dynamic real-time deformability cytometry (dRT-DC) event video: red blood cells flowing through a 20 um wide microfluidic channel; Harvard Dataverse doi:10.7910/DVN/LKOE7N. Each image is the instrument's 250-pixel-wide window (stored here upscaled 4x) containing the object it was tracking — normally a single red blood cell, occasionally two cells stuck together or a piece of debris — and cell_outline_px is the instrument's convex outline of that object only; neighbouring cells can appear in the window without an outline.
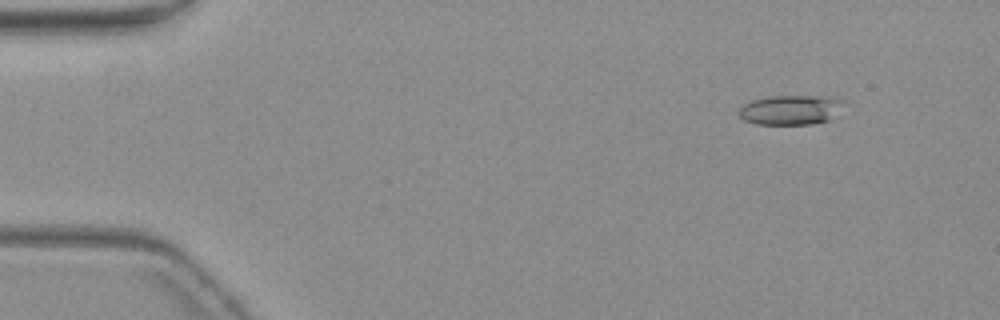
{"species": "common noctule bat (a hibernating species)", "species_latin": "Nyctalus noctula", "temperature_condition": "warm", "stored_images_in_passage": 5, "camera_frame_rate_fps": 3000, "um_per_image_px": 0.085, "animal": {"sex": "female", "body_mass_g": 19.3, "forearm_length_mm": 54.1}, "frame": {"image": 1, "passage_image": 2, "time_ms": 1.333, "image_size_px": [1000, 320], "cell_outline_px": [[844, 100], [828, 120], [808, 124], [756, 124], [744, 120], [736, 112], [744, 104], [752, 100], [768, 96], [828, 96]], "centroid_in_image_um": [67.1, 9.33], "position_along_channel_um": 17.9, "area_um2": 17.8}}
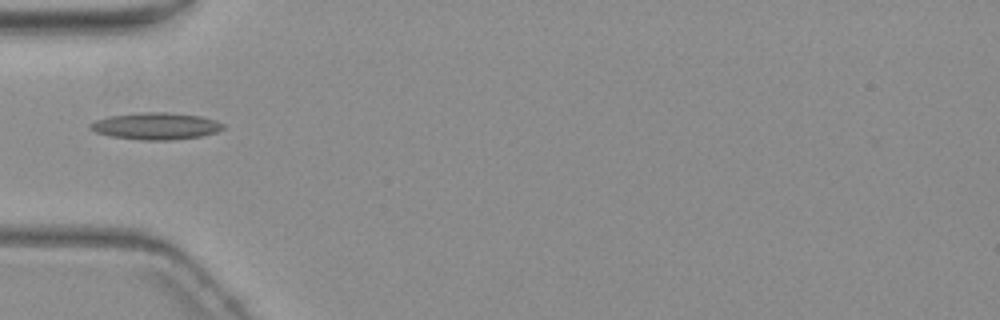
{"frame": {"image": 2, "passage_image": 5, "time_ms": 5.667, "image_size_px": [1000, 320], "cell_outline_px": [[224, 128], [216, 132], [200, 136], [172, 140], [140, 140], [112, 136], [96, 132], [88, 128], [88, 124], [96, 120], [108, 116], [140, 112], [168, 112], [200, 116], [216, 120], [224, 124]], "centroid_in_image_um": [13.23, 10.71], "position_along_channel_um": 71.8, "area_um2": 20.87}}